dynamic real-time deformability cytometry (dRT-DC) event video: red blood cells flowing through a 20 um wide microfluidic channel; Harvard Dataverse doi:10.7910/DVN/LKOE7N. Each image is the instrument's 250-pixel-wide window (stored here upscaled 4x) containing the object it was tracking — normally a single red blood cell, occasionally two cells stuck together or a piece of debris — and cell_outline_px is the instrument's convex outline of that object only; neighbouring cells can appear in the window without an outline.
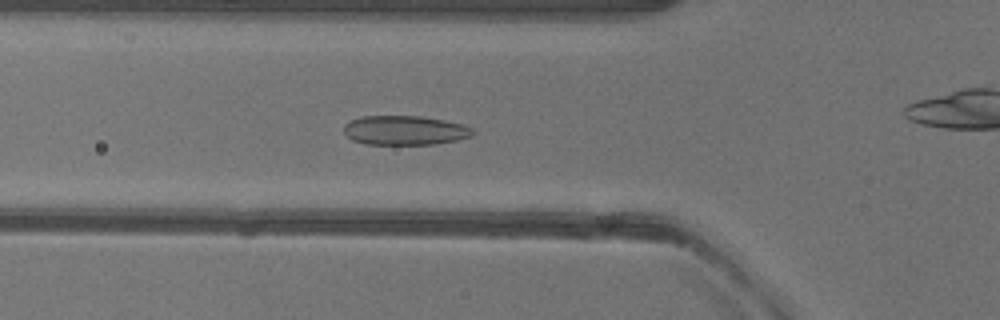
{"species": "common noctule bat (a hibernating species)", "species_latin": "Nyctalus noctula", "temperature_condition": "warm", "stored_images_in_passage": 52, "camera_frame_rate_fps": 3000, "um_per_image_px": 0.085, "animal": {"sex": "female"}, "frame": {"image": 1, "passage_image": 18, "time_ms": 5.667, "image_size_px": [1000, 320], "cell_outline_px": [[476, 132], [472, 136], [456, 140], [436, 144], [364, 144], [352, 140], [344, 132], [344, 124], [352, 120], [364, 116], [420, 116], [444, 120], [464, 124], [472, 128]], "centroid_in_image_um": [34.44, 11.08], "position_along_channel_um": 91.4, "area_um2": 22.08}}
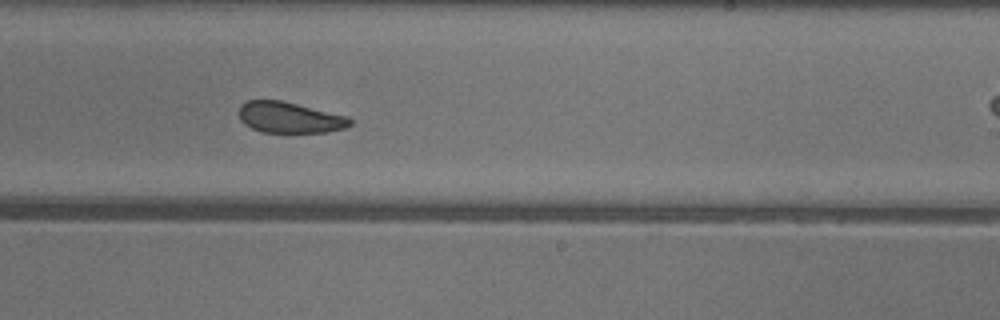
{"frame": {"image": 2, "passage_image": 31, "time_ms": 10.0, "image_size_px": [1000, 320], "cell_outline_px": [[352, 124], [344, 128], [328, 132], [260, 132], [244, 124], [240, 120], [240, 104], [248, 100], [280, 100], [348, 116], [352, 120]], "centroid_in_image_um": [24.62, 9.99], "position_along_channel_um": 264.4, "area_um2": 20.0}}
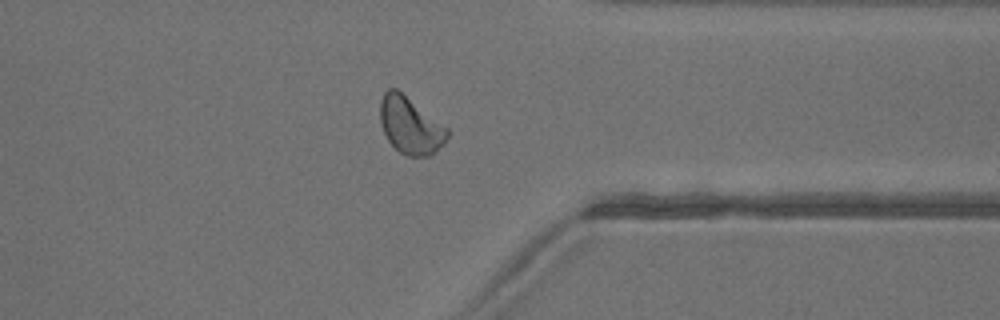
{"frame": {"image": 3, "passage_image": 40, "time_ms": 13.0, "image_size_px": [1000, 320], "cell_outline_px": [[448, 136], [444, 144], [436, 152], [428, 156], [408, 156], [400, 152], [388, 140], [384, 132], [380, 120], [380, 100], [384, 92], [388, 88], [396, 88], [448, 128]], "centroid_in_image_um": [34.88, 10.66], "position_along_channel_um": 376.5, "area_um2": 22.14}, "authors_computed_cell_mechanics": {"area_um2": 22.3397, "velocity_mm_per_s": 3.9925, "shape_relaxation_time_tau1_ms": 5.5383, "shape_relaxation_time_tau2_ms": 2.7411, "deformation_change_tau1": 0.1231, "deformation_change_tau2": 0.0724}}